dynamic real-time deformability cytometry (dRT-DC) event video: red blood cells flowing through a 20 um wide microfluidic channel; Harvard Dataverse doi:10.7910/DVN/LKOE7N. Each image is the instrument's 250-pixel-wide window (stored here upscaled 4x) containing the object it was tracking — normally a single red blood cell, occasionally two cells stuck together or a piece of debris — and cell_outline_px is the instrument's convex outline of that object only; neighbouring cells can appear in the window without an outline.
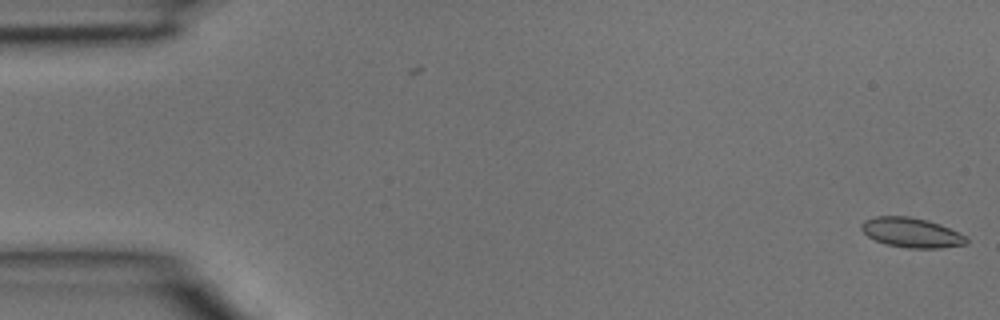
{"species": "common noctule bat (a hibernating species)", "species_latin": "Nyctalus noctula", "temperature_condition": "room temperature", "stored_images_in_passage": 3, "camera_frame_rate_fps": 3000, "um_per_image_px": 0.085, "animal": {"sex": "male", "body_mass_g": 15.6}, "frame": {"image": 1, "passage_image": 3, "time_ms": 0.667, "image_size_px": [1000, 320], "cell_outline_px": [[968, 244], [940, 248], [908, 248], [888, 244], [876, 240], [868, 236], [860, 228], [860, 224], [864, 220], [876, 216], [908, 216], [940, 224], [964, 236], [968, 240]], "centroid_in_image_um": [77.45, 19.77], "position_along_channel_um": 7.6, "area_um2": 17.92}}